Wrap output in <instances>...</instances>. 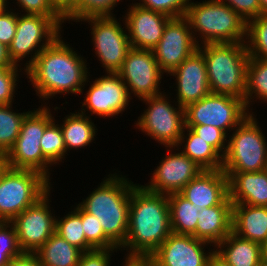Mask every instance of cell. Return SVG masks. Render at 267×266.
Listing matches in <instances>:
<instances>
[{
	"mask_svg": "<svg viewBox=\"0 0 267 266\" xmlns=\"http://www.w3.org/2000/svg\"><path fill=\"white\" fill-rule=\"evenodd\" d=\"M120 249H93L81 254L77 266H110L112 254Z\"/></svg>",
	"mask_w": 267,
	"mask_h": 266,
	"instance_id": "obj_44",
	"label": "cell"
},
{
	"mask_svg": "<svg viewBox=\"0 0 267 266\" xmlns=\"http://www.w3.org/2000/svg\"><path fill=\"white\" fill-rule=\"evenodd\" d=\"M232 206L216 205L199 212L196 238L214 247L232 232Z\"/></svg>",
	"mask_w": 267,
	"mask_h": 266,
	"instance_id": "obj_24",
	"label": "cell"
},
{
	"mask_svg": "<svg viewBox=\"0 0 267 266\" xmlns=\"http://www.w3.org/2000/svg\"><path fill=\"white\" fill-rule=\"evenodd\" d=\"M172 149L173 147L165 148L167 154L162 157L159 166L151 173L149 183L143 185L147 190L166 195L179 193L203 171L179 149L176 147Z\"/></svg>",
	"mask_w": 267,
	"mask_h": 266,
	"instance_id": "obj_17",
	"label": "cell"
},
{
	"mask_svg": "<svg viewBox=\"0 0 267 266\" xmlns=\"http://www.w3.org/2000/svg\"><path fill=\"white\" fill-rule=\"evenodd\" d=\"M255 114H249L228 135L223 156L224 172H257L267 169V137Z\"/></svg>",
	"mask_w": 267,
	"mask_h": 266,
	"instance_id": "obj_8",
	"label": "cell"
},
{
	"mask_svg": "<svg viewBox=\"0 0 267 266\" xmlns=\"http://www.w3.org/2000/svg\"><path fill=\"white\" fill-rule=\"evenodd\" d=\"M171 233L168 196L137 183L131 192L127 238L119 249L126 250L125 256L150 257Z\"/></svg>",
	"mask_w": 267,
	"mask_h": 266,
	"instance_id": "obj_2",
	"label": "cell"
},
{
	"mask_svg": "<svg viewBox=\"0 0 267 266\" xmlns=\"http://www.w3.org/2000/svg\"><path fill=\"white\" fill-rule=\"evenodd\" d=\"M207 266H230L222 257L215 251L210 255Z\"/></svg>",
	"mask_w": 267,
	"mask_h": 266,
	"instance_id": "obj_49",
	"label": "cell"
},
{
	"mask_svg": "<svg viewBox=\"0 0 267 266\" xmlns=\"http://www.w3.org/2000/svg\"><path fill=\"white\" fill-rule=\"evenodd\" d=\"M91 82L93 83L89 85L79 109L81 114L89 117L96 114L100 118L108 119L127 110L132 99L127 86L117 73H105Z\"/></svg>",
	"mask_w": 267,
	"mask_h": 266,
	"instance_id": "obj_14",
	"label": "cell"
},
{
	"mask_svg": "<svg viewBox=\"0 0 267 266\" xmlns=\"http://www.w3.org/2000/svg\"><path fill=\"white\" fill-rule=\"evenodd\" d=\"M21 71L26 75V70L19 65L0 66V105L14 103L15 94H17L15 92L18 89L17 84H19V78H21L19 77Z\"/></svg>",
	"mask_w": 267,
	"mask_h": 266,
	"instance_id": "obj_36",
	"label": "cell"
},
{
	"mask_svg": "<svg viewBox=\"0 0 267 266\" xmlns=\"http://www.w3.org/2000/svg\"><path fill=\"white\" fill-rule=\"evenodd\" d=\"M23 14L43 15L50 17L61 29L65 19L52 7L49 0H14Z\"/></svg>",
	"mask_w": 267,
	"mask_h": 266,
	"instance_id": "obj_39",
	"label": "cell"
},
{
	"mask_svg": "<svg viewBox=\"0 0 267 266\" xmlns=\"http://www.w3.org/2000/svg\"><path fill=\"white\" fill-rule=\"evenodd\" d=\"M209 245L214 247L192 235L171 233L150 258L156 266H207L214 251Z\"/></svg>",
	"mask_w": 267,
	"mask_h": 266,
	"instance_id": "obj_18",
	"label": "cell"
},
{
	"mask_svg": "<svg viewBox=\"0 0 267 266\" xmlns=\"http://www.w3.org/2000/svg\"><path fill=\"white\" fill-rule=\"evenodd\" d=\"M60 34L26 69L28 83L43 102L56 95L83 94L91 83L88 63ZM71 46V47H70Z\"/></svg>",
	"mask_w": 267,
	"mask_h": 266,
	"instance_id": "obj_1",
	"label": "cell"
},
{
	"mask_svg": "<svg viewBox=\"0 0 267 266\" xmlns=\"http://www.w3.org/2000/svg\"><path fill=\"white\" fill-rule=\"evenodd\" d=\"M13 104L0 105V159L13 147L19 136L24 117L29 112H18Z\"/></svg>",
	"mask_w": 267,
	"mask_h": 266,
	"instance_id": "obj_32",
	"label": "cell"
},
{
	"mask_svg": "<svg viewBox=\"0 0 267 266\" xmlns=\"http://www.w3.org/2000/svg\"><path fill=\"white\" fill-rule=\"evenodd\" d=\"M9 8L10 6L0 14V43L5 45L7 48L16 34L17 27L16 9Z\"/></svg>",
	"mask_w": 267,
	"mask_h": 266,
	"instance_id": "obj_42",
	"label": "cell"
},
{
	"mask_svg": "<svg viewBox=\"0 0 267 266\" xmlns=\"http://www.w3.org/2000/svg\"><path fill=\"white\" fill-rule=\"evenodd\" d=\"M121 173H110L97 188L78 203L87 213L99 219L104 234L120 248L129 225L130 198L136 183Z\"/></svg>",
	"mask_w": 267,
	"mask_h": 266,
	"instance_id": "obj_3",
	"label": "cell"
},
{
	"mask_svg": "<svg viewBox=\"0 0 267 266\" xmlns=\"http://www.w3.org/2000/svg\"><path fill=\"white\" fill-rule=\"evenodd\" d=\"M50 191L11 221L24 253H35L55 233L57 216L50 209Z\"/></svg>",
	"mask_w": 267,
	"mask_h": 266,
	"instance_id": "obj_15",
	"label": "cell"
},
{
	"mask_svg": "<svg viewBox=\"0 0 267 266\" xmlns=\"http://www.w3.org/2000/svg\"><path fill=\"white\" fill-rule=\"evenodd\" d=\"M200 212L216 205H233L229 199L228 177L221 170H203L180 192Z\"/></svg>",
	"mask_w": 267,
	"mask_h": 266,
	"instance_id": "obj_21",
	"label": "cell"
},
{
	"mask_svg": "<svg viewBox=\"0 0 267 266\" xmlns=\"http://www.w3.org/2000/svg\"><path fill=\"white\" fill-rule=\"evenodd\" d=\"M170 76L175 77L176 103L185 108L211 93L203 54L197 49L187 57Z\"/></svg>",
	"mask_w": 267,
	"mask_h": 266,
	"instance_id": "obj_19",
	"label": "cell"
},
{
	"mask_svg": "<svg viewBox=\"0 0 267 266\" xmlns=\"http://www.w3.org/2000/svg\"><path fill=\"white\" fill-rule=\"evenodd\" d=\"M122 0H78L77 21L93 16H115L113 13Z\"/></svg>",
	"mask_w": 267,
	"mask_h": 266,
	"instance_id": "obj_37",
	"label": "cell"
},
{
	"mask_svg": "<svg viewBox=\"0 0 267 266\" xmlns=\"http://www.w3.org/2000/svg\"><path fill=\"white\" fill-rule=\"evenodd\" d=\"M232 232L259 244L265 242L267 240V207L233 204Z\"/></svg>",
	"mask_w": 267,
	"mask_h": 266,
	"instance_id": "obj_23",
	"label": "cell"
},
{
	"mask_svg": "<svg viewBox=\"0 0 267 266\" xmlns=\"http://www.w3.org/2000/svg\"><path fill=\"white\" fill-rule=\"evenodd\" d=\"M16 229L11 222L0 221V254H23Z\"/></svg>",
	"mask_w": 267,
	"mask_h": 266,
	"instance_id": "obj_41",
	"label": "cell"
},
{
	"mask_svg": "<svg viewBox=\"0 0 267 266\" xmlns=\"http://www.w3.org/2000/svg\"><path fill=\"white\" fill-rule=\"evenodd\" d=\"M231 7L246 22L262 15L259 0H218Z\"/></svg>",
	"mask_w": 267,
	"mask_h": 266,
	"instance_id": "obj_43",
	"label": "cell"
},
{
	"mask_svg": "<svg viewBox=\"0 0 267 266\" xmlns=\"http://www.w3.org/2000/svg\"><path fill=\"white\" fill-rule=\"evenodd\" d=\"M74 112L64 117V120L60 123L66 152H70L71 149H83V147L85 149V147L90 146L97 136L98 129L93 120L79 111Z\"/></svg>",
	"mask_w": 267,
	"mask_h": 266,
	"instance_id": "obj_27",
	"label": "cell"
},
{
	"mask_svg": "<svg viewBox=\"0 0 267 266\" xmlns=\"http://www.w3.org/2000/svg\"><path fill=\"white\" fill-rule=\"evenodd\" d=\"M166 94V92L142 99L147 105L140 117L135 121V127L150 139L164 147H176L185 127L184 108ZM175 102V106L172 103Z\"/></svg>",
	"mask_w": 267,
	"mask_h": 266,
	"instance_id": "obj_9",
	"label": "cell"
},
{
	"mask_svg": "<svg viewBox=\"0 0 267 266\" xmlns=\"http://www.w3.org/2000/svg\"><path fill=\"white\" fill-rule=\"evenodd\" d=\"M40 146L43 156L52 165H59L66 158L67 152L63 133L56 119L45 129L40 140Z\"/></svg>",
	"mask_w": 267,
	"mask_h": 266,
	"instance_id": "obj_34",
	"label": "cell"
},
{
	"mask_svg": "<svg viewBox=\"0 0 267 266\" xmlns=\"http://www.w3.org/2000/svg\"><path fill=\"white\" fill-rule=\"evenodd\" d=\"M62 31L64 30L48 16L21 14L17 11L16 34L8 47L10 61L21 67L24 63L20 62L27 57L29 61L26 60L24 64L26 70Z\"/></svg>",
	"mask_w": 267,
	"mask_h": 266,
	"instance_id": "obj_10",
	"label": "cell"
},
{
	"mask_svg": "<svg viewBox=\"0 0 267 266\" xmlns=\"http://www.w3.org/2000/svg\"><path fill=\"white\" fill-rule=\"evenodd\" d=\"M43 104L41 102V107L36 110H29L15 144L1 160L10 168L33 170L51 181L50 168L53 165L43 156L40 140L55 116L46 102Z\"/></svg>",
	"mask_w": 267,
	"mask_h": 266,
	"instance_id": "obj_6",
	"label": "cell"
},
{
	"mask_svg": "<svg viewBox=\"0 0 267 266\" xmlns=\"http://www.w3.org/2000/svg\"><path fill=\"white\" fill-rule=\"evenodd\" d=\"M194 133L212 145L222 156L227 150L228 136L221 130L212 125H185Z\"/></svg>",
	"mask_w": 267,
	"mask_h": 266,
	"instance_id": "obj_40",
	"label": "cell"
},
{
	"mask_svg": "<svg viewBox=\"0 0 267 266\" xmlns=\"http://www.w3.org/2000/svg\"><path fill=\"white\" fill-rule=\"evenodd\" d=\"M233 204L267 207V169L257 172H224Z\"/></svg>",
	"mask_w": 267,
	"mask_h": 266,
	"instance_id": "obj_22",
	"label": "cell"
},
{
	"mask_svg": "<svg viewBox=\"0 0 267 266\" xmlns=\"http://www.w3.org/2000/svg\"><path fill=\"white\" fill-rule=\"evenodd\" d=\"M198 46L188 19L182 16L168 21L161 40L152 50L159 68L168 75L192 55Z\"/></svg>",
	"mask_w": 267,
	"mask_h": 266,
	"instance_id": "obj_16",
	"label": "cell"
},
{
	"mask_svg": "<svg viewBox=\"0 0 267 266\" xmlns=\"http://www.w3.org/2000/svg\"><path fill=\"white\" fill-rule=\"evenodd\" d=\"M261 9H262V14L267 15V0H259Z\"/></svg>",
	"mask_w": 267,
	"mask_h": 266,
	"instance_id": "obj_53",
	"label": "cell"
},
{
	"mask_svg": "<svg viewBox=\"0 0 267 266\" xmlns=\"http://www.w3.org/2000/svg\"><path fill=\"white\" fill-rule=\"evenodd\" d=\"M122 266H156L150 257L126 256Z\"/></svg>",
	"mask_w": 267,
	"mask_h": 266,
	"instance_id": "obj_47",
	"label": "cell"
},
{
	"mask_svg": "<svg viewBox=\"0 0 267 266\" xmlns=\"http://www.w3.org/2000/svg\"><path fill=\"white\" fill-rule=\"evenodd\" d=\"M62 218H56L55 233L82 252L94 248L86 241L81 220V207L77 204Z\"/></svg>",
	"mask_w": 267,
	"mask_h": 266,
	"instance_id": "obj_31",
	"label": "cell"
},
{
	"mask_svg": "<svg viewBox=\"0 0 267 266\" xmlns=\"http://www.w3.org/2000/svg\"><path fill=\"white\" fill-rule=\"evenodd\" d=\"M176 148L182 149L180 151L203 170L222 169L223 156L189 127H184Z\"/></svg>",
	"mask_w": 267,
	"mask_h": 266,
	"instance_id": "obj_26",
	"label": "cell"
},
{
	"mask_svg": "<svg viewBox=\"0 0 267 266\" xmlns=\"http://www.w3.org/2000/svg\"><path fill=\"white\" fill-rule=\"evenodd\" d=\"M140 1V2H139ZM134 2L141 7L151 9L171 18L185 16L190 0H139Z\"/></svg>",
	"mask_w": 267,
	"mask_h": 266,
	"instance_id": "obj_38",
	"label": "cell"
},
{
	"mask_svg": "<svg viewBox=\"0 0 267 266\" xmlns=\"http://www.w3.org/2000/svg\"><path fill=\"white\" fill-rule=\"evenodd\" d=\"M204 1L190 0L185 14L198 45L246 41V20L218 0Z\"/></svg>",
	"mask_w": 267,
	"mask_h": 266,
	"instance_id": "obj_5",
	"label": "cell"
},
{
	"mask_svg": "<svg viewBox=\"0 0 267 266\" xmlns=\"http://www.w3.org/2000/svg\"><path fill=\"white\" fill-rule=\"evenodd\" d=\"M52 7L66 21H73L77 24V2L78 0H49Z\"/></svg>",
	"mask_w": 267,
	"mask_h": 266,
	"instance_id": "obj_45",
	"label": "cell"
},
{
	"mask_svg": "<svg viewBox=\"0 0 267 266\" xmlns=\"http://www.w3.org/2000/svg\"><path fill=\"white\" fill-rule=\"evenodd\" d=\"M203 54L211 93L245 99L250 56L245 42L199 45Z\"/></svg>",
	"mask_w": 267,
	"mask_h": 266,
	"instance_id": "obj_4",
	"label": "cell"
},
{
	"mask_svg": "<svg viewBox=\"0 0 267 266\" xmlns=\"http://www.w3.org/2000/svg\"><path fill=\"white\" fill-rule=\"evenodd\" d=\"M0 66H14L8 55V48L0 43Z\"/></svg>",
	"mask_w": 267,
	"mask_h": 266,
	"instance_id": "obj_48",
	"label": "cell"
},
{
	"mask_svg": "<svg viewBox=\"0 0 267 266\" xmlns=\"http://www.w3.org/2000/svg\"><path fill=\"white\" fill-rule=\"evenodd\" d=\"M128 6L123 18L131 47L152 50L161 40L164 28L171 17L135 3Z\"/></svg>",
	"mask_w": 267,
	"mask_h": 266,
	"instance_id": "obj_20",
	"label": "cell"
},
{
	"mask_svg": "<svg viewBox=\"0 0 267 266\" xmlns=\"http://www.w3.org/2000/svg\"><path fill=\"white\" fill-rule=\"evenodd\" d=\"M261 260L267 263V240L261 244Z\"/></svg>",
	"mask_w": 267,
	"mask_h": 266,
	"instance_id": "obj_51",
	"label": "cell"
},
{
	"mask_svg": "<svg viewBox=\"0 0 267 266\" xmlns=\"http://www.w3.org/2000/svg\"><path fill=\"white\" fill-rule=\"evenodd\" d=\"M50 189L52 183L41 173L13 169L1 160L0 221L11 222Z\"/></svg>",
	"mask_w": 267,
	"mask_h": 266,
	"instance_id": "obj_7",
	"label": "cell"
},
{
	"mask_svg": "<svg viewBox=\"0 0 267 266\" xmlns=\"http://www.w3.org/2000/svg\"><path fill=\"white\" fill-rule=\"evenodd\" d=\"M0 179H1V160H0Z\"/></svg>",
	"mask_w": 267,
	"mask_h": 266,
	"instance_id": "obj_55",
	"label": "cell"
},
{
	"mask_svg": "<svg viewBox=\"0 0 267 266\" xmlns=\"http://www.w3.org/2000/svg\"><path fill=\"white\" fill-rule=\"evenodd\" d=\"M214 251L230 266H258L261 261V244L233 232L218 243Z\"/></svg>",
	"mask_w": 267,
	"mask_h": 266,
	"instance_id": "obj_25",
	"label": "cell"
},
{
	"mask_svg": "<svg viewBox=\"0 0 267 266\" xmlns=\"http://www.w3.org/2000/svg\"><path fill=\"white\" fill-rule=\"evenodd\" d=\"M117 74L127 86L131 99L135 96L142 100L165 91H160L164 73L159 68L153 50L131 48Z\"/></svg>",
	"mask_w": 267,
	"mask_h": 266,
	"instance_id": "obj_13",
	"label": "cell"
},
{
	"mask_svg": "<svg viewBox=\"0 0 267 266\" xmlns=\"http://www.w3.org/2000/svg\"><path fill=\"white\" fill-rule=\"evenodd\" d=\"M7 266H42L34 253H23L10 260Z\"/></svg>",
	"mask_w": 267,
	"mask_h": 266,
	"instance_id": "obj_46",
	"label": "cell"
},
{
	"mask_svg": "<svg viewBox=\"0 0 267 266\" xmlns=\"http://www.w3.org/2000/svg\"><path fill=\"white\" fill-rule=\"evenodd\" d=\"M122 21L123 25L116 16H93L77 21L90 25L94 53L105 73H117L132 48L124 19Z\"/></svg>",
	"mask_w": 267,
	"mask_h": 266,
	"instance_id": "obj_11",
	"label": "cell"
},
{
	"mask_svg": "<svg viewBox=\"0 0 267 266\" xmlns=\"http://www.w3.org/2000/svg\"><path fill=\"white\" fill-rule=\"evenodd\" d=\"M172 233L192 235L196 238L199 211L180 193L168 194Z\"/></svg>",
	"mask_w": 267,
	"mask_h": 266,
	"instance_id": "obj_29",
	"label": "cell"
},
{
	"mask_svg": "<svg viewBox=\"0 0 267 266\" xmlns=\"http://www.w3.org/2000/svg\"><path fill=\"white\" fill-rule=\"evenodd\" d=\"M9 0H0V14L6 9L9 7V3L8 2Z\"/></svg>",
	"mask_w": 267,
	"mask_h": 266,
	"instance_id": "obj_52",
	"label": "cell"
},
{
	"mask_svg": "<svg viewBox=\"0 0 267 266\" xmlns=\"http://www.w3.org/2000/svg\"><path fill=\"white\" fill-rule=\"evenodd\" d=\"M82 253L54 233L34 254L42 266H77Z\"/></svg>",
	"mask_w": 267,
	"mask_h": 266,
	"instance_id": "obj_28",
	"label": "cell"
},
{
	"mask_svg": "<svg viewBox=\"0 0 267 266\" xmlns=\"http://www.w3.org/2000/svg\"><path fill=\"white\" fill-rule=\"evenodd\" d=\"M21 255L22 254H0V266H7L11 259Z\"/></svg>",
	"mask_w": 267,
	"mask_h": 266,
	"instance_id": "obj_50",
	"label": "cell"
},
{
	"mask_svg": "<svg viewBox=\"0 0 267 266\" xmlns=\"http://www.w3.org/2000/svg\"><path fill=\"white\" fill-rule=\"evenodd\" d=\"M245 44L250 57L267 60V15L247 22Z\"/></svg>",
	"mask_w": 267,
	"mask_h": 266,
	"instance_id": "obj_33",
	"label": "cell"
},
{
	"mask_svg": "<svg viewBox=\"0 0 267 266\" xmlns=\"http://www.w3.org/2000/svg\"><path fill=\"white\" fill-rule=\"evenodd\" d=\"M249 114L243 99L215 93L184 108L185 125H212L227 136Z\"/></svg>",
	"mask_w": 267,
	"mask_h": 266,
	"instance_id": "obj_12",
	"label": "cell"
},
{
	"mask_svg": "<svg viewBox=\"0 0 267 266\" xmlns=\"http://www.w3.org/2000/svg\"><path fill=\"white\" fill-rule=\"evenodd\" d=\"M255 99V100H254ZM267 103V60L250 57L247 66L245 106L250 114L253 102ZM252 104V105H251ZM250 110V111H249Z\"/></svg>",
	"mask_w": 267,
	"mask_h": 266,
	"instance_id": "obj_30",
	"label": "cell"
},
{
	"mask_svg": "<svg viewBox=\"0 0 267 266\" xmlns=\"http://www.w3.org/2000/svg\"><path fill=\"white\" fill-rule=\"evenodd\" d=\"M81 220L86 241L94 249H119L105 234L98 218L81 208Z\"/></svg>",
	"mask_w": 267,
	"mask_h": 266,
	"instance_id": "obj_35",
	"label": "cell"
},
{
	"mask_svg": "<svg viewBox=\"0 0 267 266\" xmlns=\"http://www.w3.org/2000/svg\"><path fill=\"white\" fill-rule=\"evenodd\" d=\"M258 266H267L266 262H263L262 260L259 262Z\"/></svg>",
	"mask_w": 267,
	"mask_h": 266,
	"instance_id": "obj_54",
	"label": "cell"
}]
</instances>
